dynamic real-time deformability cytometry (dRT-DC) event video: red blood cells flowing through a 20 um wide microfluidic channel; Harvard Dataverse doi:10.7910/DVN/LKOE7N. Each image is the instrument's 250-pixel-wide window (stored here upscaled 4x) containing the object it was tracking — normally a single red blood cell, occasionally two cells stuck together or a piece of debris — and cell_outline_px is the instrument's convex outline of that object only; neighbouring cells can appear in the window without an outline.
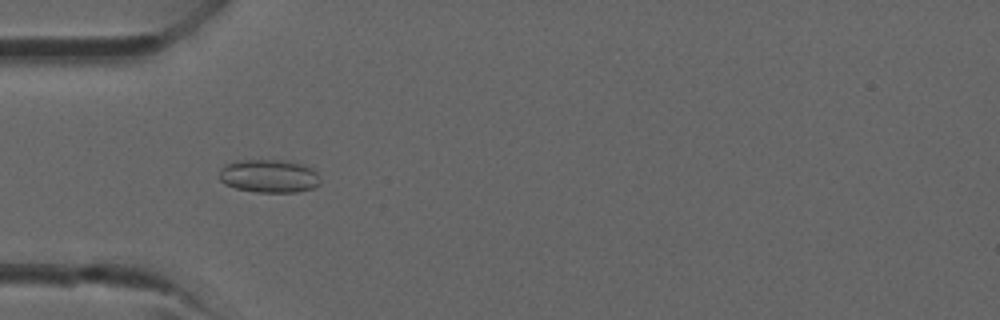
{"species": "common noctule bat (a hibernating species)", "species_latin": "Nyctalus noctula", "temperature_condition": "room temperature", "stored_images_in_passage": 33, "camera_frame_rate_fps": 3000, "um_per_image_px": 0.085, "animal": {"sex": "male", "forearm_length_mm": 52.5}, "frame": {"image": 1, "passage_image": 7, "time_ms": 2.0, "image_size_px": [1000, 320], "cell_outline_px": [[320, 184], [312, 188], [296, 192], [256, 192], [236, 188], [224, 184], [220, 180], [220, 172], [224, 164], [236, 160], [288, 160], [304, 164], [312, 168], [316, 172], [320, 180]], "centroid_in_image_um": [22.87, 14.95], "position_along_channel_um": 62.1, "area_um2": 19.71}}
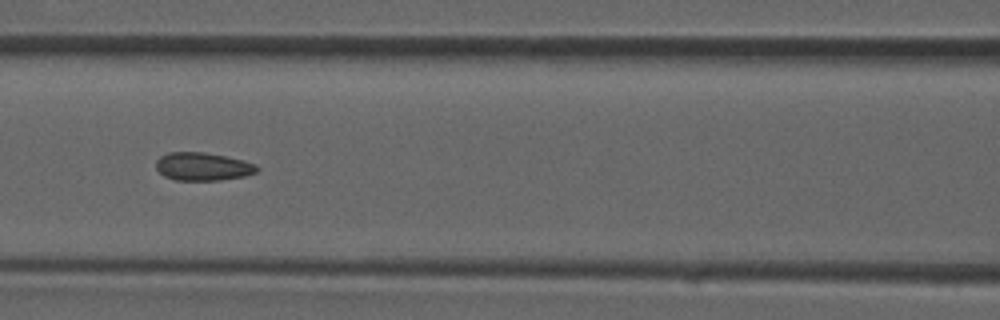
{"frame": {"image": 2, "passage_image": 12, "time_ms": 3.667, "image_size_px": [1000, 320], "cell_outline_px": [[260, 168], [256, 172], [244, 176], [220, 180], [176, 180], [164, 176], [156, 168], [156, 160], [160, 156], [168, 152], [204, 152], [244, 160], [256, 164]], "centroid_in_image_um": [17.24, 14.15], "position_along_channel_um": 149.4, "area_um2": 16.53}}
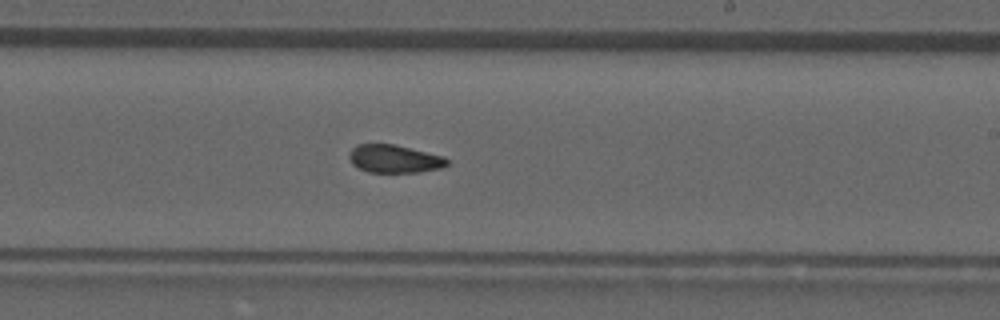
{"frame": {"image": 3, "passage_image": 18, "time_ms": 5.667, "image_size_px": [1000, 320], "cell_outline_px": [[448, 164], [444, 168], [420, 172], [368, 172], [352, 164], [348, 156], [352, 148], [356, 144], [392, 144], [444, 156], [448, 160]], "centroid_in_image_um": [33.53, 13.51], "position_along_channel_um": 255.5, "area_um2": 15.95}}